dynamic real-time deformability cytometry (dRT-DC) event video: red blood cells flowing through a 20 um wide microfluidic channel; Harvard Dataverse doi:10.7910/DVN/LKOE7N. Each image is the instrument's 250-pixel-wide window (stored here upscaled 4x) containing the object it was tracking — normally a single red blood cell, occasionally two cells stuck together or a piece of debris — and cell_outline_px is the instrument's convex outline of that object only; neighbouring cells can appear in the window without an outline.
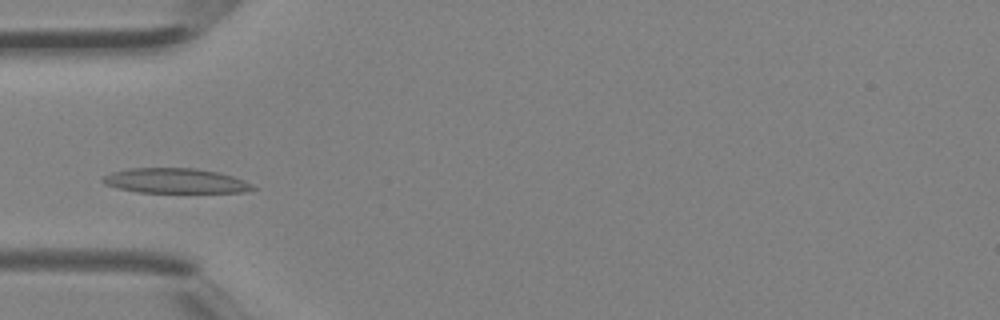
{"species": "Egyptian fruit bat (a non-hibernating species)", "species_latin": "Rousettus aegyptiacus", "temperature_condition": "room temperature", "stored_images_in_passage": 3, "camera_frame_rate_fps": 3000, "um_per_image_px": 0.085, "animal": {"sex": "female"}, "frame": {"image": 1, "passage_image": 3, "time_ms": 0.667, "image_size_px": [1000, 320], "cell_outline_px": [[260, 188], [244, 192], [136, 192], [116, 188], [104, 184], [100, 180], [104, 176], [112, 172], [128, 168], [196, 168], [216, 172], [232, 176], [244, 180]], "centroid_in_image_um": [14.9, 15.37], "position_along_channel_um": 70.1, "area_um2": 21.85}}